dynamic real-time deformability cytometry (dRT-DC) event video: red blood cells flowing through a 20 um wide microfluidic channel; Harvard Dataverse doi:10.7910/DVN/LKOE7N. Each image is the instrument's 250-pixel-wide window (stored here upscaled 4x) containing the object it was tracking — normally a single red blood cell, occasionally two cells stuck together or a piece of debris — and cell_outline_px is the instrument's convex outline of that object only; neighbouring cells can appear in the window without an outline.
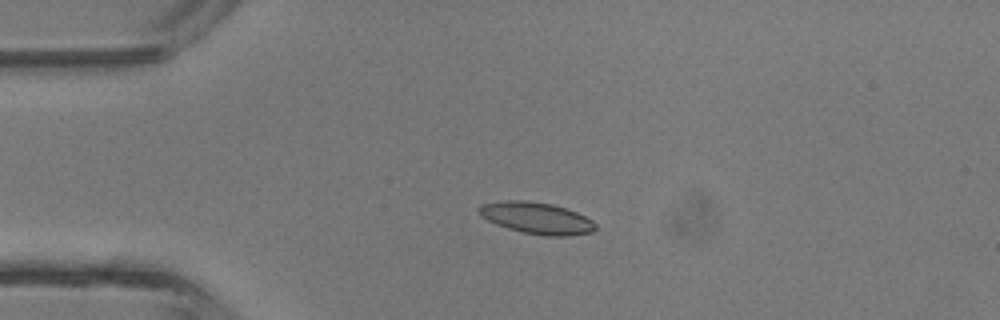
{"species": "common noctule bat (a hibernating species)", "species_latin": "Nyctalus noctula", "temperature_condition": "room temperature", "stored_images_in_passage": 5, "camera_frame_rate_fps": 3000, "um_per_image_px": 0.085, "animal": {"sex": "male", "body_mass_g": 13.3}, "frame": {"image": 1, "passage_image": 4, "time_ms": 3.333, "image_size_px": [1000, 320], "cell_outline_px": [[596, 228], [592, 232], [568, 236], [544, 236], [524, 232], [508, 228], [496, 224], [480, 216], [476, 208], [480, 204], [504, 200], [524, 200], [552, 204], [576, 212], [592, 220], [596, 224]], "centroid_in_image_um": [45.58, 18.53], "position_along_channel_um": 39.4, "area_um2": 21.5}}